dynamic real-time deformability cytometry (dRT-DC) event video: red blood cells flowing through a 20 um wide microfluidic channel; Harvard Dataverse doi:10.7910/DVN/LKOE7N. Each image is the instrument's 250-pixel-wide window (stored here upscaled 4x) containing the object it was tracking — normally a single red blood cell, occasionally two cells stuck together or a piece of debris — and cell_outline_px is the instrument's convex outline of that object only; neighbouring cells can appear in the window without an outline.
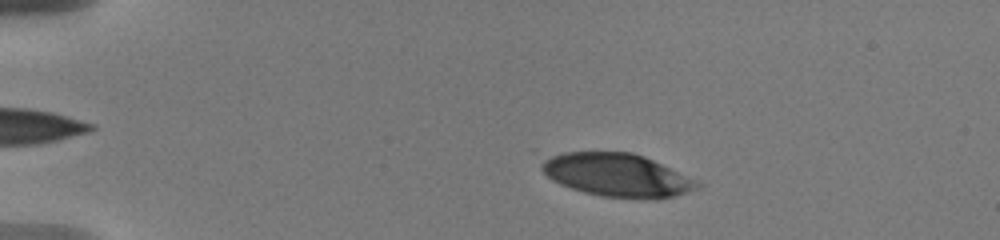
{"species": "human", "species_latin": "Homo sapiens", "temperature_condition": "warm", "stored_images_in_passage": 120, "camera_frame_rate_fps": 3000, "um_per_image_px": 0.085, "donor": {"sex": "male"}, "frame": {"image": 1, "passage_image": 16, "time_ms": 3.333, "image_size_px": [1000, 240], "cell_outline_px": [[700, 188], [676, 196], [600, 196], [584, 192], [560, 184], [552, 180], [540, 168], [540, 164], [544, 160], [552, 156], [564, 152], [632, 152], [644, 156], [700, 184]], "centroid_in_image_um": [52.35, 14.85], "position_along_channel_um": 32.7, "area_um2": 37.57}}
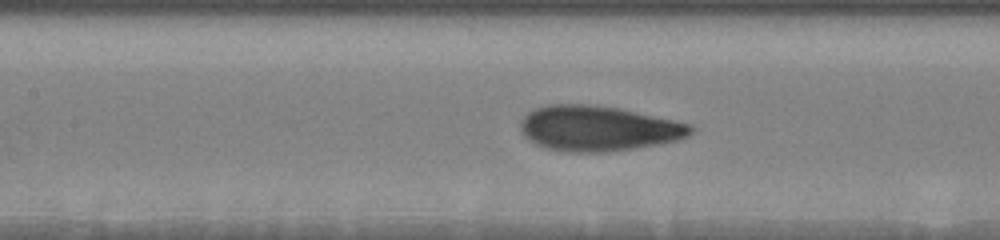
{"frame": {"image": 2, "passage_image": 45, "time_ms": 8.667, "image_size_px": [1000, 240], "cell_outline_px": [[692, 132], [688, 136], [676, 140], [632, 148], [600, 152], [564, 152], [548, 148], [536, 144], [528, 140], [520, 132], [520, 120], [528, 112], [536, 108], [548, 104], [592, 104], [620, 108], [692, 124]], "centroid_in_image_um": [50.79, 10.9], "position_along_channel_um": 156.6, "area_um2": 44.8}}
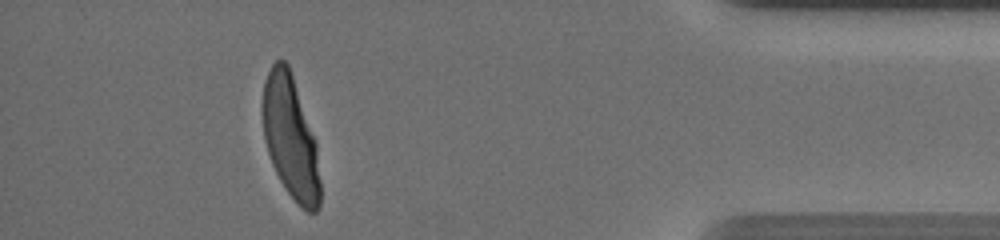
{"frame": {"image": 3, "passage_image": 103, "time_ms": 16.667, "image_size_px": [1000, 240], "cell_outline_px": [[320, 204], [316, 212], [308, 212], [300, 208], [284, 188], [272, 164], [264, 140], [264, 84], [268, 72], [272, 64], [276, 60], [284, 60], [288, 64], [316, 140], [320, 180]], "centroid_in_image_um": [24.72, 11.74], "position_along_channel_um": 410.5, "area_um2": 40.81}, "authors_computed_cell_mechanics": {"area_um2": 42.0784, "velocity_mm_per_s": 3.6841, "shape_relaxation_time_tau1_ms": 3.6478, "shape_relaxation_time_tau2_ms": null, "deformation_change_tau1": 0.2241, "deformation_change_tau2": null}}